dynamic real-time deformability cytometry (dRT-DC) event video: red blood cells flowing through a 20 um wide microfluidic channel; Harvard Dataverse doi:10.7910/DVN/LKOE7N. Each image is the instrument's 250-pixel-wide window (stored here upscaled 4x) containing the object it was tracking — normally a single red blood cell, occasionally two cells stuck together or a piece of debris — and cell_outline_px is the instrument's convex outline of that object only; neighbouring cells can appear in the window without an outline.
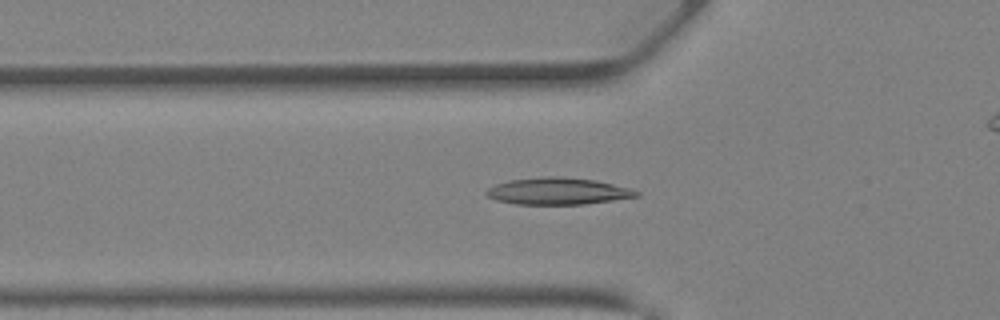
{"species": "Egyptian fruit bat (a non-hibernating species)", "species_latin": "Rousettus aegyptiacus", "temperature_condition": "warm", "stored_images_in_passage": 38, "camera_frame_rate_fps": 3000, "um_per_image_px": 0.085, "animal": {"sex": "female"}, "frame": {"image": 1, "passage_image": 15, "time_ms": 4.667, "image_size_px": [1000, 320], "cell_outline_px": [[640, 196], [584, 204], [516, 204], [496, 200], [488, 196], [484, 192], [488, 188], [496, 184], [508, 180], [544, 176], [560, 176], [596, 180], [632, 188], [640, 192]], "centroid_in_image_um": [47.43, 16.24], "position_along_channel_um": 78.4, "area_um2": 23.58}}
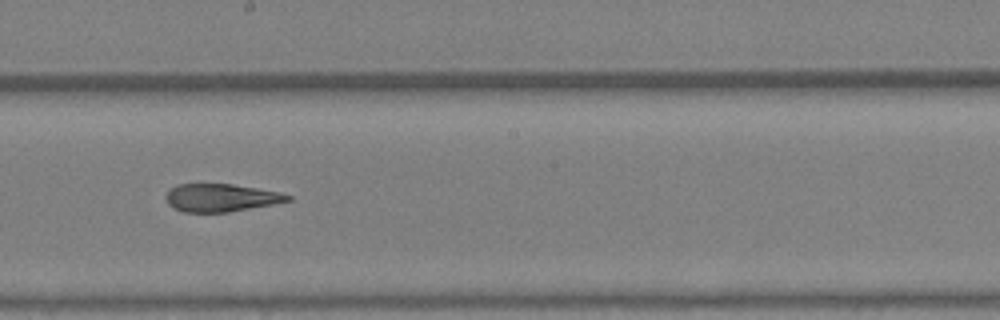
{"frame": {"image": 2, "passage_image": 24, "time_ms": 7.667, "image_size_px": [1000, 320], "cell_outline_px": [[292, 200], [272, 204], [228, 212], [184, 212], [172, 208], [168, 204], [168, 192], [176, 184], [232, 184], [256, 188], [276, 192], [292, 196]], "centroid_in_image_um": [18.77, 16.81], "position_along_channel_um": 229.4, "area_um2": 19.42}}
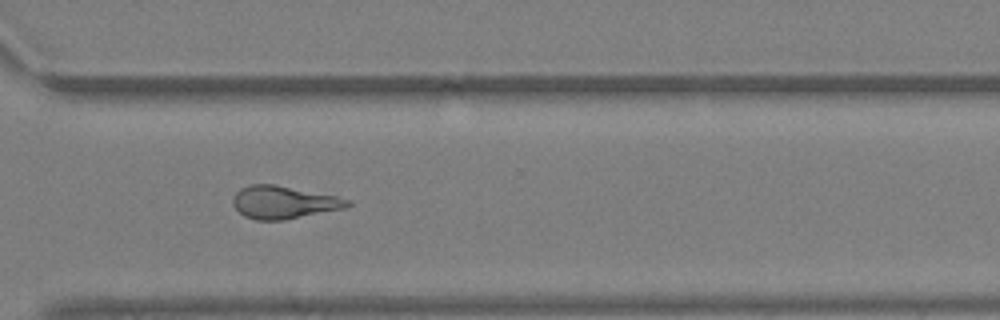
{"frame": {"image": 3, "passage_image": 31, "time_ms": 10.0, "image_size_px": [1000, 320], "cell_outline_px": [[352, 204], [344, 208], [284, 220], [256, 220], [244, 216], [232, 204], [232, 200], [236, 192], [240, 188], [248, 184], [276, 184], [336, 196], [352, 200]], "centroid_in_image_um": [24.1, 17.18], "position_along_channel_um": 346.5, "area_um2": 21.91}}